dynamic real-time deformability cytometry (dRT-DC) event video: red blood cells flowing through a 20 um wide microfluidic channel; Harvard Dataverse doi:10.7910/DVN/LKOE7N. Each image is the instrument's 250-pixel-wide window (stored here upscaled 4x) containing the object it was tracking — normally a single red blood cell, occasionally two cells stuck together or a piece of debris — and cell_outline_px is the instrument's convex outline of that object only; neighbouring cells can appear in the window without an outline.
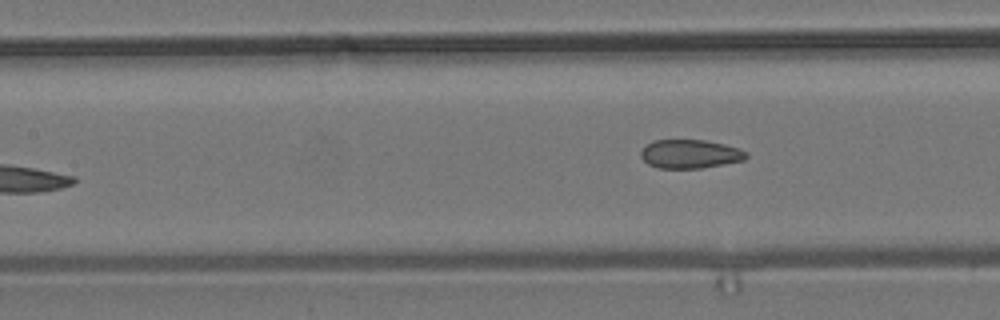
{"species": "common noctule bat (a hibernating species)", "species_latin": "Nyctalus noctula", "temperature_condition": "room temperature", "stored_images_in_passage": 7, "camera_frame_rate_fps": 3000, "um_per_image_px": 0.085, "animal": {"sex": "male", "body_mass_g": 19.2, "forearm_length_mm": 51.8}, "frame": {"image": 1, "passage_image": 7, "time_ms": 7.0, "image_size_px": [1000, 320], "cell_outline_px": [[748, 156], [744, 160], [724, 164], [700, 168], [656, 168], [648, 164], [640, 156], [640, 152], [652, 140], [704, 140], [724, 144], [740, 148], [748, 152]], "centroid_in_image_um": [58.67, 13.09], "position_along_channel_um": 148.7, "area_um2": 17.69}}